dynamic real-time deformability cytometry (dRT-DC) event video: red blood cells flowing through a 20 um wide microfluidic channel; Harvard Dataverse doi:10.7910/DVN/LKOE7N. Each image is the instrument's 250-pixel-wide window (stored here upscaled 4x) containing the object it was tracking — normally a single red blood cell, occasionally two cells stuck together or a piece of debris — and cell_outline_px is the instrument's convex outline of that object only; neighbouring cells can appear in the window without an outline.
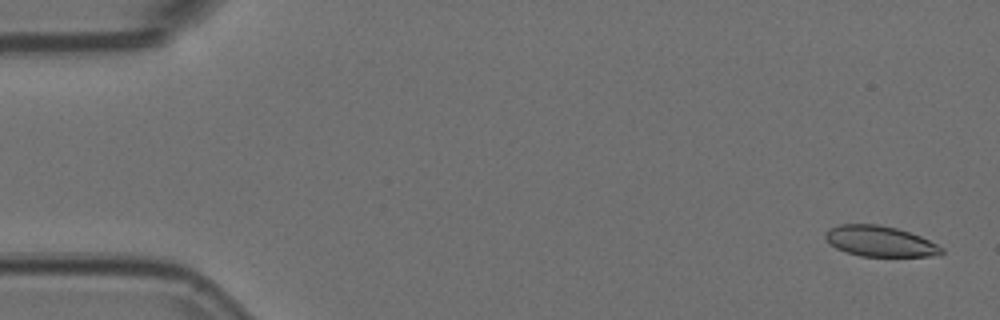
{"species": "Egyptian fruit bat (a non-hibernating species)", "species_latin": "Rousettus aegyptiacus", "temperature_condition": "room temperature", "stored_images_in_passage": 55, "camera_frame_rate_fps": 3000, "um_per_image_px": 0.085, "animal": {"sex": "female"}, "frame": {"image": 1, "passage_image": 2, "time_ms": 0.333, "image_size_px": [1000, 320], "cell_outline_px": [[944, 252], [940, 256], [860, 256], [836, 248], [824, 236], [824, 232], [840, 224], [876, 224], [896, 228], [920, 236], [944, 248]], "centroid_in_image_um": [74.83, 20.51], "position_along_channel_um": 10.2, "area_um2": 20.52}}
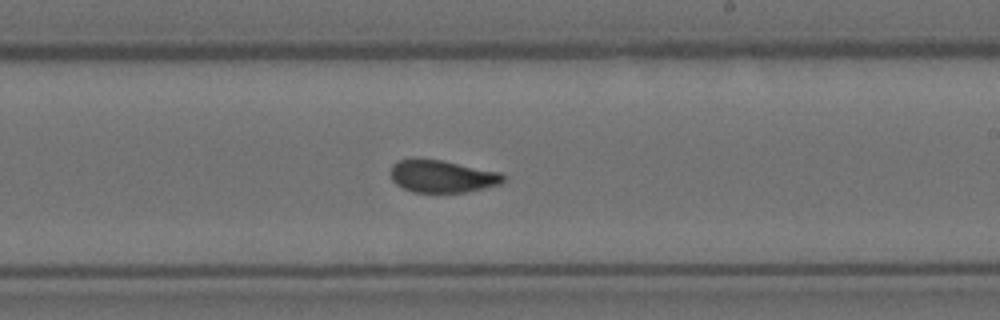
{"frame": {"image": 2, "passage_image": 32, "time_ms": 10.333, "image_size_px": [1000, 320], "cell_outline_px": [[504, 180], [500, 184], [464, 192], [412, 192], [396, 184], [392, 180], [392, 164], [400, 160], [440, 160], [500, 172], [504, 176]], "centroid_in_image_um": [37.59, 15.0], "position_along_channel_um": 251.4, "area_um2": 20.69}}
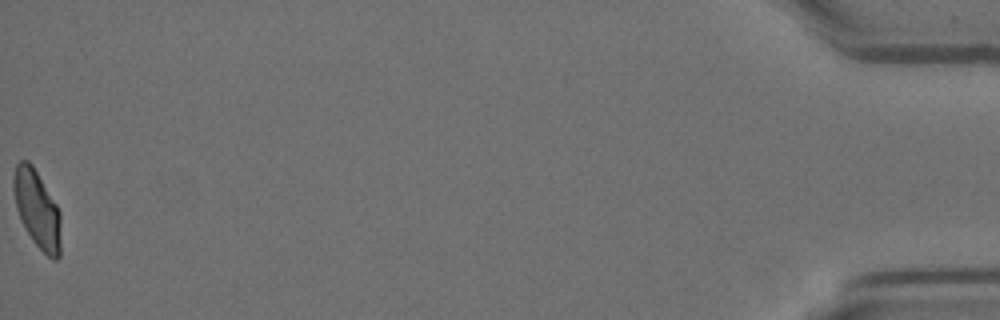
{"frame": {"image": 3, "passage_image": 55, "time_ms": 18.0, "image_size_px": [1000, 320], "cell_outline_px": [[60, 256], [56, 260], [52, 260], [32, 240], [20, 220], [16, 208], [12, 188], [12, 180], [16, 164], [20, 160], [28, 160], [32, 164], [56, 204], [60, 212]], "centroid_in_image_um": [3.13, 17.77], "position_along_channel_um": 432.1, "area_um2": 21.44}, "authors_computed_cell_mechanics": {"area_um2": 21.9062, "velocity_mm_per_s": 3.6973, "shape_relaxation_time_tau1_ms": 4.7666, "shape_relaxation_time_tau2_ms": 1.1024, "deformation_change_tau1": 0.132, "deformation_change_tau2": 0.059}}